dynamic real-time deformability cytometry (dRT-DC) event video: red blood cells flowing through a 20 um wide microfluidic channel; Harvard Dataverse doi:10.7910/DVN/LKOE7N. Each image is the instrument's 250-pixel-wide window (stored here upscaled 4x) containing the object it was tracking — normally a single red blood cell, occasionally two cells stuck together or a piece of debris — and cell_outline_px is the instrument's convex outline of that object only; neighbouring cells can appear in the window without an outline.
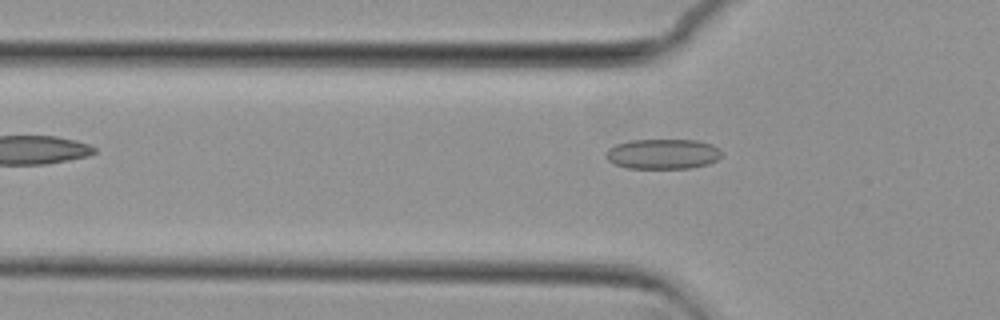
{"species": "common noctule bat (a hibernating species)", "species_latin": "Nyctalus noctula", "temperature_condition": "cold", "stored_images_in_passage": 42, "camera_frame_rate_fps": 3000, "um_per_image_px": 0.085, "animal": {"sex": "female", "body_mass_g": 29.2, "forearm_length_mm": 56.3}, "frame": {"image": 1, "passage_image": 4, "time_ms": 1.0, "image_size_px": [1000, 320], "cell_outline_px": [[720, 156], [716, 160], [708, 164], [692, 168], [628, 168], [616, 164], [608, 160], [604, 156], [608, 148], [616, 144], [628, 140], [696, 140], [712, 144], [720, 152]], "centroid_in_image_um": [56.3, 13.08], "position_along_channel_um": 69.5, "area_um2": 20.23}}
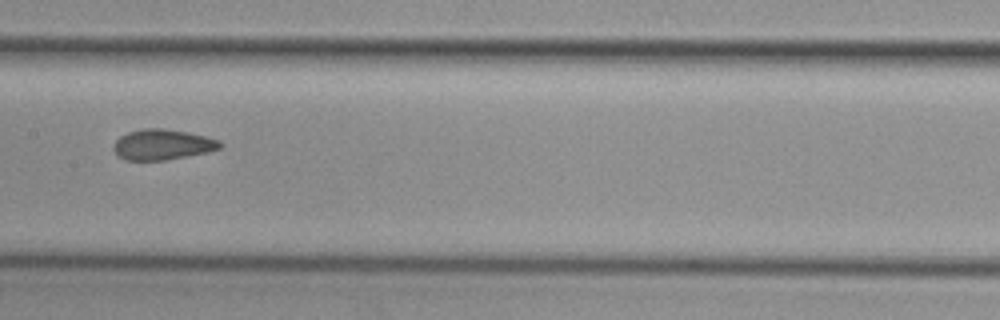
{"frame": {"image": 2, "passage_image": 14, "time_ms": 4.333, "image_size_px": [1000, 320], "cell_outline_px": [[224, 144], [220, 148], [208, 152], [164, 160], [124, 160], [112, 148], [112, 144], [120, 136], [128, 132], [144, 128], [164, 128], [188, 132], [220, 140]], "centroid_in_image_um": [13.81, 12.28], "position_along_channel_um": 193.6, "area_um2": 18.96}}
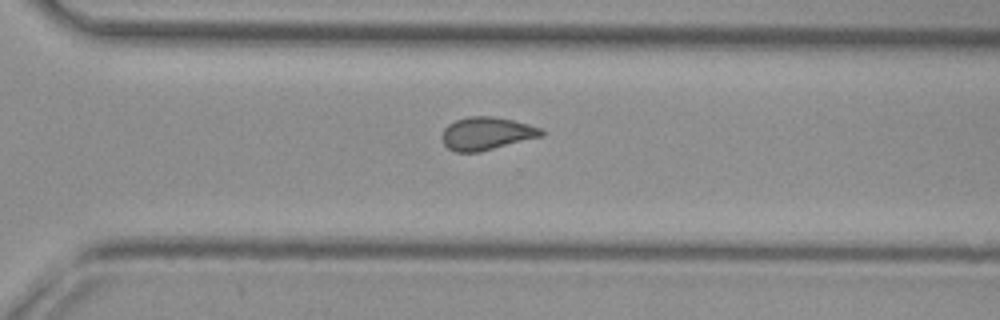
{"frame": {"image": 3, "passage_image": 25, "time_ms": 8.0, "image_size_px": [1000, 320], "cell_outline_px": [[544, 136], [480, 152], [456, 152], [448, 148], [444, 144], [440, 136], [444, 128], [448, 124], [456, 120], [468, 116], [492, 116], [512, 120], [544, 128]], "centroid_in_image_um": [41.37, 11.35], "position_along_channel_um": 329.2, "area_um2": 19.31}, "authors_computed_cell_mechanics": {"area_um2": 18.8428, "velocity_mm_per_s": 3.7147, "shape_relaxation_time_tau1_ms": null, "shape_relaxation_time_tau2_ms": 1.7076, "deformation_change_tau1": null, "deformation_change_tau2": 0.0696}}